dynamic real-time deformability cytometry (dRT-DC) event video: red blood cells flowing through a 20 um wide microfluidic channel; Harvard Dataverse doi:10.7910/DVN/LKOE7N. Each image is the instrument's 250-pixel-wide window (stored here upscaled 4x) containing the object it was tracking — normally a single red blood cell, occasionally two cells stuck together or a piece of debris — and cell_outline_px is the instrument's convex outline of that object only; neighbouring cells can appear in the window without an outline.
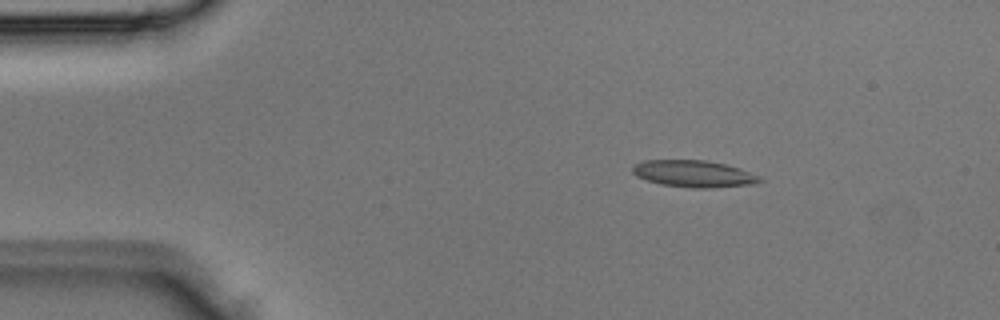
{"species": "Egyptian fruit bat (a non-hibernating species)", "species_latin": "Rousettus aegyptiacus", "temperature_condition": "room temperature", "stored_images_in_passage": 2, "camera_frame_rate_fps": 3000, "um_per_image_px": 0.085, "animal": {"sex": "male"}, "frame": {"image": 1, "passage_image": 1, "time_ms": 0.0, "image_size_px": [1000, 320], "cell_outline_px": [[764, 180], [756, 184], [712, 188], [692, 188], [660, 184], [636, 176], [632, 172], [632, 168], [636, 164], [644, 160], [708, 160], [740, 168], [760, 176]], "centroid_in_image_um": [59.01, 14.77], "position_along_channel_um": 26.0, "area_um2": 20.0}}